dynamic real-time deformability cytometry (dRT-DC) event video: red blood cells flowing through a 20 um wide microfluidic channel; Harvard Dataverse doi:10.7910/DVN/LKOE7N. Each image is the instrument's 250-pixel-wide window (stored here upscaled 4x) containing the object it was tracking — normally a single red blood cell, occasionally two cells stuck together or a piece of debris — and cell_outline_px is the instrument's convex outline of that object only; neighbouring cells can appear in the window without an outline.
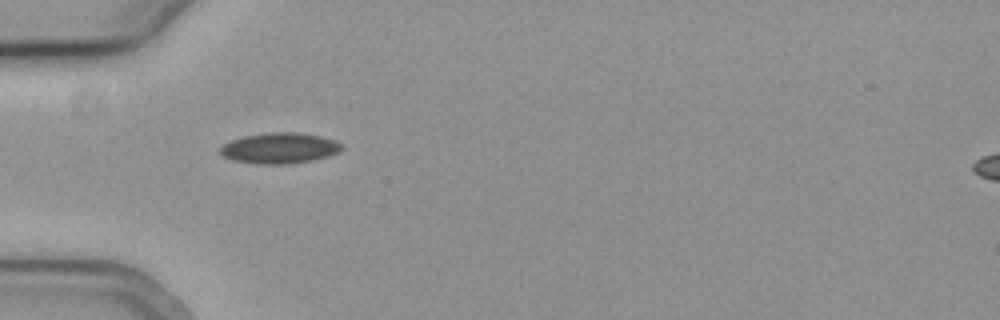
{"species": "common noctule bat (a hibernating species)", "species_latin": "Nyctalus noctula", "temperature_condition": "cold", "stored_images_in_passage": 38, "camera_frame_rate_fps": 3000, "um_per_image_px": 0.085, "animal": {"sex": "female", "body_mass_g": 19.3, "forearm_length_mm": 54.1}, "frame": {"image": 1, "passage_image": 1, "time_ms": 0.0, "image_size_px": [1000, 320], "cell_outline_px": [[344, 148], [340, 152], [328, 156], [312, 160], [288, 164], [256, 164], [232, 160], [224, 156], [220, 152], [220, 148], [224, 144], [232, 140], [244, 136], [272, 132], [300, 132], [320, 136], [336, 140]], "centroid_in_image_um": [23.79, 12.59], "position_along_channel_um": 61.2, "area_um2": 21.79}}
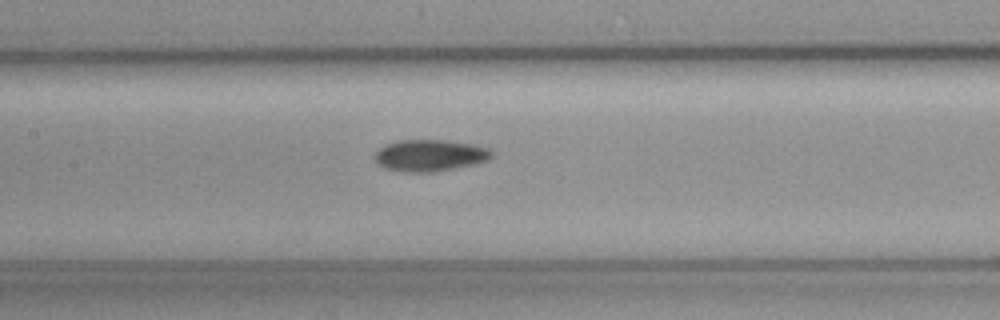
{"frame": {"image": 2, "passage_image": 10, "time_ms": 3.0, "image_size_px": [1000, 320], "cell_outline_px": [[492, 156], [488, 160], [472, 164], [436, 172], [400, 172], [384, 168], [376, 160], [376, 152], [380, 148], [396, 140], [444, 140], [472, 144], [488, 148], [492, 152]], "centroid_in_image_um": [36.53, 13.21], "position_along_channel_um": 170.9, "area_um2": 21.39}}
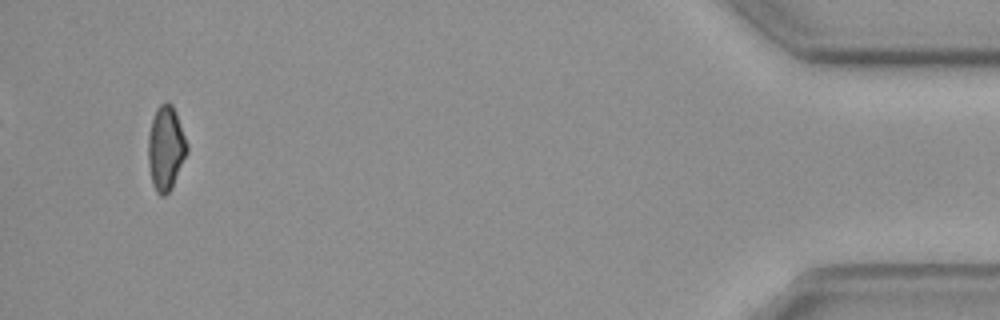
{"frame": {"image": 3, "passage_image": 36, "time_ms": 11.667, "image_size_px": [1000, 320], "cell_outline_px": [[188, 152], [172, 188], [164, 196], [160, 196], [156, 192], [152, 184], [148, 164], [148, 136], [152, 120], [156, 108], [160, 104], [168, 100], [172, 104], [176, 112], [188, 144]], "centroid_in_image_um": [14.1, 12.59], "position_along_channel_um": 421.1, "area_um2": 19.36}}